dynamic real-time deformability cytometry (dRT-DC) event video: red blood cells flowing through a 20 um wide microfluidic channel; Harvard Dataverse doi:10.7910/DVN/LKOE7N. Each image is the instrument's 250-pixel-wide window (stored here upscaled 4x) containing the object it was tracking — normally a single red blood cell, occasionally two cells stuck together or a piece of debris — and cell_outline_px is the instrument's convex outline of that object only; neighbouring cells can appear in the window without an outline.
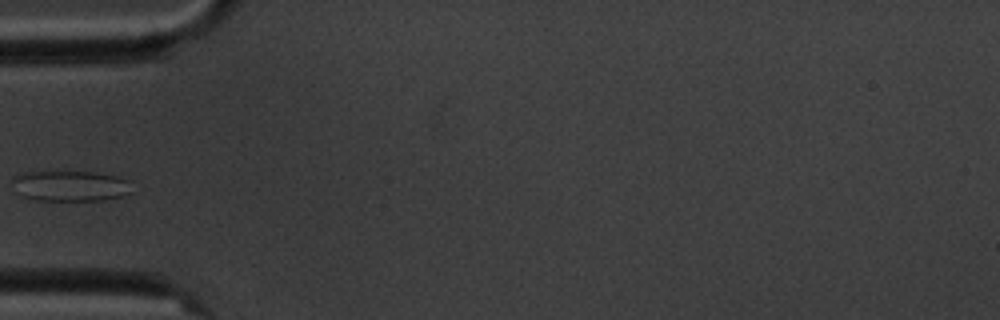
{"species": "common noctule bat (a hibernating species)", "species_latin": "Nyctalus noctula", "temperature_condition": "cold", "stored_images_in_passage": 4, "camera_frame_rate_fps": 3000, "um_per_image_px": 0.085, "animal": {"sex": "male", "body_mass_g": 20.1, "forearm_length_mm": 53.5}, "frame": {"image": 1, "passage_image": 4, "time_ms": 4.333, "image_size_px": [1000, 320], "cell_outline_px": [[132, 192], [124, 196], [104, 200], [36, 200], [24, 196], [16, 192], [12, 180], [12, 176], [20, 172], [56, 168], [92, 172], [120, 176], [132, 180]], "centroid_in_image_um": [5.98, 15.74], "position_along_channel_um": 79.0, "area_um2": 22.72}}